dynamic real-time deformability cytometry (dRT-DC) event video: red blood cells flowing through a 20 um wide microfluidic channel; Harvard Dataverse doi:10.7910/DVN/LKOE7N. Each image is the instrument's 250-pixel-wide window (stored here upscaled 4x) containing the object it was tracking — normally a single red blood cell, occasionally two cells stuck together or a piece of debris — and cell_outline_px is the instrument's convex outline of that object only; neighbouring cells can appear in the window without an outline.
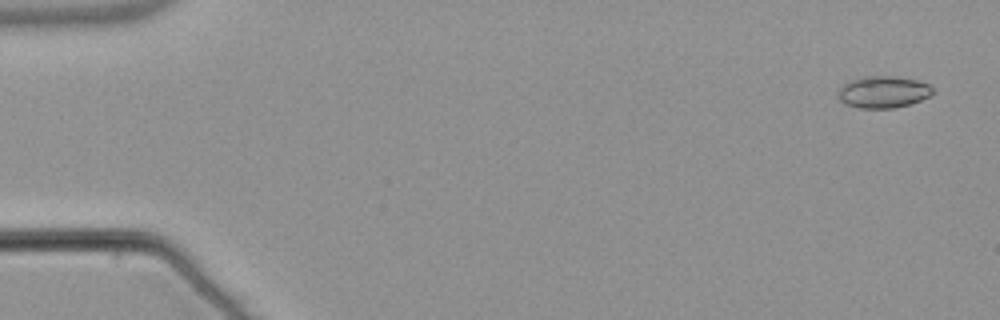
{"species": "common noctule bat (a hibernating species)", "species_latin": "Nyctalus noctula", "temperature_condition": "warm", "stored_images_in_passage": 54, "camera_frame_rate_fps": 3000, "um_per_image_px": 0.085, "animal": {"sex": "male", "body_mass_g": 21.5, "forearm_length_mm": 52.0}, "frame": {"image": 1, "passage_image": 3, "time_ms": 0.667, "image_size_px": [1000, 320], "cell_outline_px": [[936, 92], [920, 100], [896, 108], [860, 108], [844, 104], [836, 96], [836, 92], [848, 80], [864, 76], [896, 76], [916, 80], [928, 84]], "centroid_in_image_um": [75.03, 7.81], "position_along_channel_um": 10.0, "area_um2": 17.74}}
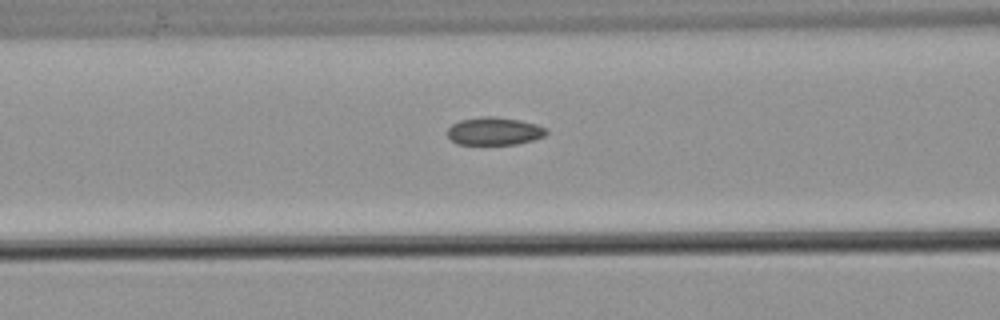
{"frame": {"image": 2, "passage_image": 23, "time_ms": 7.333, "image_size_px": [1000, 320], "cell_outline_px": [[548, 132], [544, 136], [532, 140], [516, 144], [456, 144], [448, 136], [448, 128], [452, 124], [460, 120], [480, 116], [496, 116], [520, 120], [536, 124], [548, 128]], "centroid_in_image_um": [42.03, 11.13], "position_along_channel_um": 124.6, "area_um2": 16.13}}
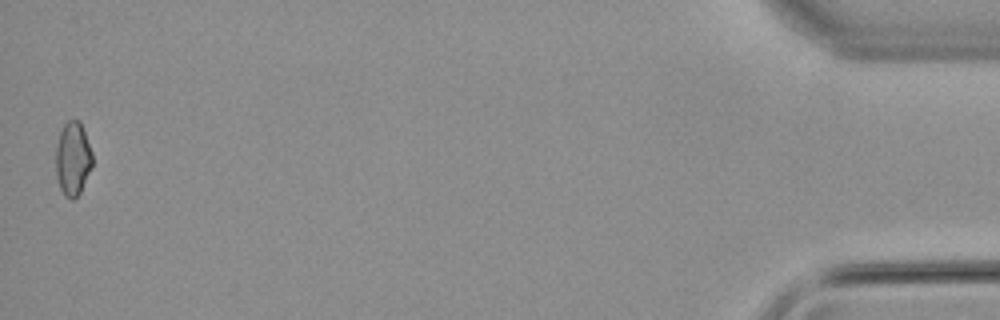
{"frame": {"image": 3, "passage_image": 54, "time_ms": 17.667, "image_size_px": [1000, 320], "cell_outline_px": [[92, 168], [80, 192], [72, 200], [64, 196], [60, 188], [56, 176], [56, 144], [60, 132], [64, 124], [68, 120], [80, 120], [92, 152]], "centroid_in_image_um": [6.19, 13.49], "position_along_channel_um": 429.0, "area_um2": 15.78}, "authors_computed_cell_mechanics": {"area_um2": 16.2418, "velocity_mm_per_s": 3.8573, "shape_relaxation_time_tau1_ms": null, "shape_relaxation_time_tau2_ms": 2.8453, "deformation_change_tau1": null, "deformation_change_tau2": 0.0658}}